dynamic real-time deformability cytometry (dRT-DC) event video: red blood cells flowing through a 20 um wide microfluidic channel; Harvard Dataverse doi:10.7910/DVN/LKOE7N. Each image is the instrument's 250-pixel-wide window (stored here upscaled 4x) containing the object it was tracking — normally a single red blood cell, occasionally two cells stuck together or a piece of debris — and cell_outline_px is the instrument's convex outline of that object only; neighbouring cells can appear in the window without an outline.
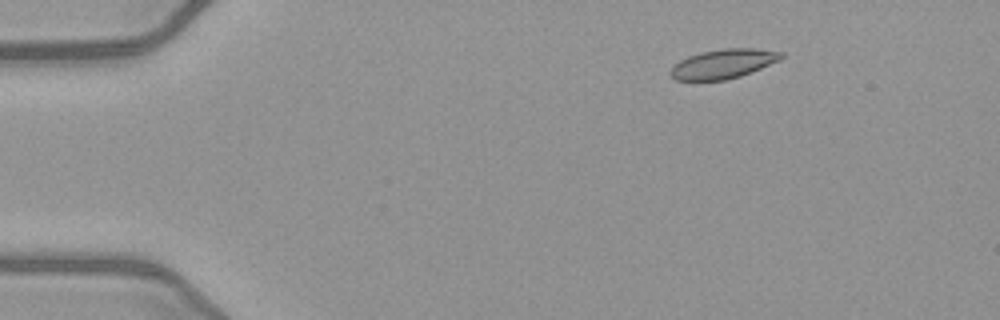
{"species": "common noctule bat (a hibernating species)", "species_latin": "Nyctalus noctula", "temperature_condition": "warm", "stored_images_in_passage": 34, "camera_frame_rate_fps": 3000, "um_per_image_px": 0.085, "animal": {"sex": "female", "body_mass_g": 21.9}, "frame": {"image": 1, "passage_image": 1, "time_ms": 0.0, "image_size_px": [1000, 320], "cell_outline_px": [[784, 56], [780, 60], [740, 76], [724, 80], [676, 80], [668, 72], [680, 60], [688, 56], [700, 52], [724, 48], [752, 48], [784, 52]], "centroid_in_image_um": [61.48, 5.41], "position_along_channel_um": 23.5, "area_um2": 18.79}}
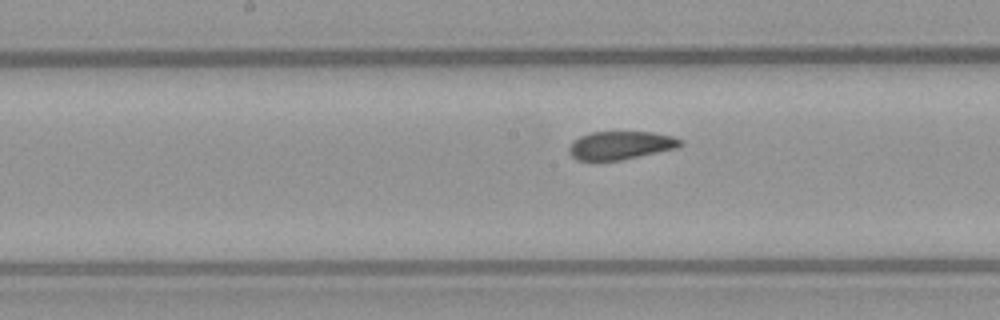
{"frame": {"image": 2, "passage_image": 20, "time_ms": 6.333, "image_size_px": [1000, 320], "cell_outline_px": [[684, 144], [676, 148], [620, 160], [576, 160], [568, 152], [568, 148], [572, 140], [580, 136], [592, 132], [652, 132], [672, 136], [684, 140]], "centroid_in_image_um": [52.74, 12.34], "position_along_channel_um": 195.5, "area_um2": 18.32}}
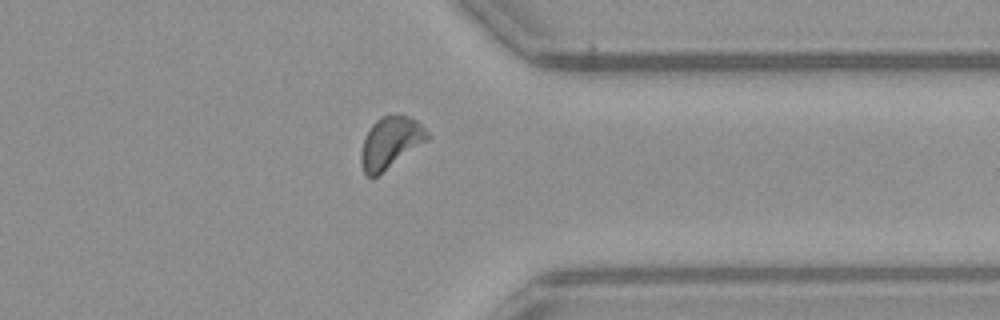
{"frame": {"image": 3, "passage_image": 34, "time_ms": 11.0, "image_size_px": [1000, 320], "cell_outline_px": [[432, 136], [428, 140], [376, 176], [368, 176], [364, 172], [360, 164], [360, 152], [364, 140], [372, 124], [376, 120], [384, 116], [400, 112], [416, 120]], "centroid_in_image_um": [33.2, 12.08], "position_along_channel_um": 378.2, "area_um2": 19.83}, "authors_computed_cell_mechanics": {"area_um2": 19.4786, "velocity_mm_per_s": 4.0357, "shape_relaxation_time_tau1_ms": 6.8395, "shape_relaxation_time_tau2_ms": 1.7428, "deformation_change_tau1": 0.1366, "deformation_change_tau2": 0.091}}